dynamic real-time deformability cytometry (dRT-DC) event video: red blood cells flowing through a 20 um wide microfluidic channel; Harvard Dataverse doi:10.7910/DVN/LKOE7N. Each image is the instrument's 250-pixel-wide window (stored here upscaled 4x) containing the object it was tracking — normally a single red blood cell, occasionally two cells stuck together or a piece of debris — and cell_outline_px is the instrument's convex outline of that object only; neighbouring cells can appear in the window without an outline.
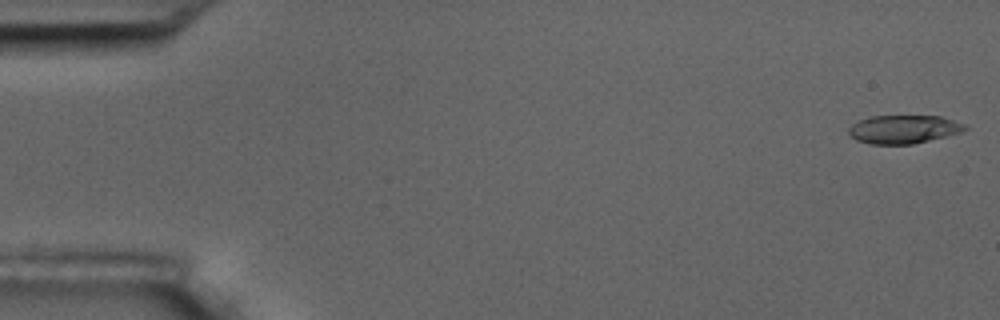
{"species": "common noctule bat (a hibernating species)", "species_latin": "Nyctalus noctula", "temperature_condition": "room temperature", "stored_images_in_passage": 7, "camera_frame_rate_fps": 3000, "um_per_image_px": 0.085, "animal": {"sex": "male", "body_mass_g": 17.5, "forearm_length_mm": 52.3}, "frame": {"image": 1, "passage_image": 1, "time_ms": 0.0, "image_size_px": [1000, 320], "cell_outline_px": [[968, 128], [964, 132], [912, 144], [868, 144], [856, 140], [848, 132], [848, 128], [852, 124], [868, 116], [940, 116], [964, 124]], "centroid_in_image_um": [76.8, 10.99], "position_along_channel_um": 8.2, "area_um2": 19.25}}